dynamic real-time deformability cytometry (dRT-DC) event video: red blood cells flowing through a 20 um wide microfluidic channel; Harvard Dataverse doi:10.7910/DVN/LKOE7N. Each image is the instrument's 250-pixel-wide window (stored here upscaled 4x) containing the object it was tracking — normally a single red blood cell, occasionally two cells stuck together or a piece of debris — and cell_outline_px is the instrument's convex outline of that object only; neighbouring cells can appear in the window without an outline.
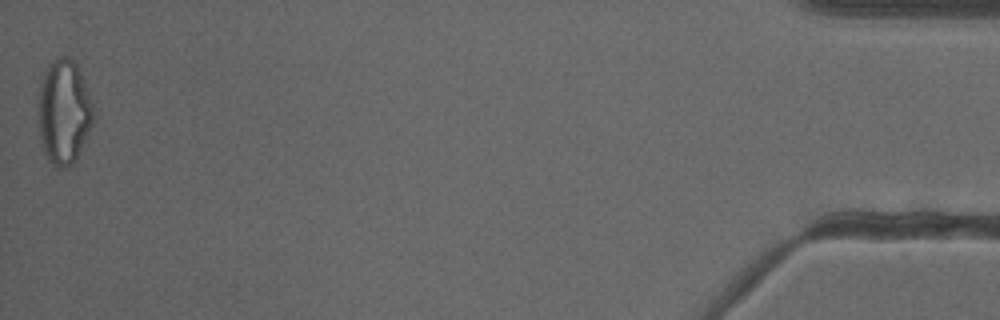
{"species": "common noctule bat (a hibernating species)", "species_latin": "Nyctalus noctula", "temperature_condition": "cold", "stored_images_in_passage": 53, "camera_frame_rate_fps": 3000, "um_per_image_px": 0.085, "animal": {"sex": "female"}, "frame": {"image": 1, "passage_image": 53, "time_ms": 17.333, "image_size_px": [1000, 320], "cell_outline_px": [[96, 116], [72, 164], [64, 168], [56, 168], [48, 160], [44, 152], [40, 140], [40, 88], [48, 64], [56, 56], [68, 56], [76, 64], [80, 72]], "centroid_in_image_um": [5.44, 9.51], "position_along_channel_um": 429.8, "area_um2": 32.77}, "authors_computed_cell_mechanics": {"area_um2": 29.0156, "velocity_mm_per_s": 3.8677, "shape_relaxation_time_tau1_ms": null, "shape_relaxation_time_tau2_ms": 1.8212, "deformation_change_tau1": null, "deformation_change_tau2": 0.0925}}